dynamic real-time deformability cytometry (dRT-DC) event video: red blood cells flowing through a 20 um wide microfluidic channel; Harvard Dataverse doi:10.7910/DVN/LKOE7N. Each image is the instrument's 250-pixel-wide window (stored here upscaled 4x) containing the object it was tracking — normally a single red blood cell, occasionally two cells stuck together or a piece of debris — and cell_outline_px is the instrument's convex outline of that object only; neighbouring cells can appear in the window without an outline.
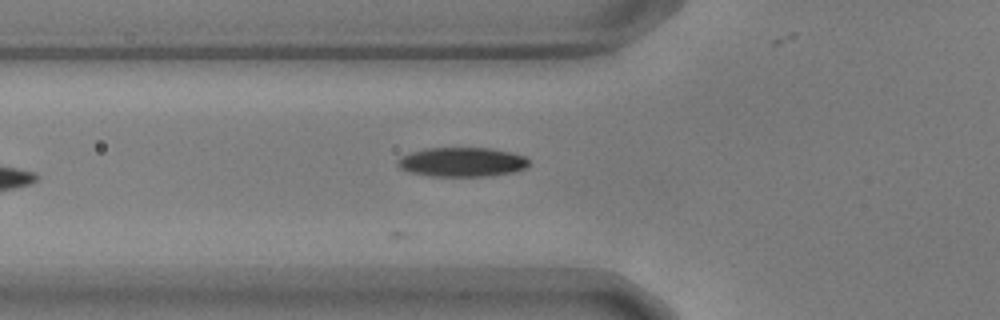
{"species": "common noctule bat (a hibernating species)", "species_latin": "Nyctalus noctula", "temperature_condition": "warm", "stored_images_in_passage": 33, "camera_frame_rate_fps": 3000, "um_per_image_px": 0.085, "animal": {"sex": "male", "body_mass_g": 17.9, "forearm_length_mm": 54.2}, "frame": {"image": 1, "passage_image": 4, "time_ms": 1.0, "image_size_px": [1000, 320], "cell_outline_px": [[532, 164], [524, 168], [512, 172], [492, 176], [428, 176], [408, 172], [400, 168], [396, 164], [396, 160], [412, 152], [424, 148], [488, 148], [512, 152], [524, 156]], "centroid_in_image_um": [39.27, 13.78], "position_along_channel_um": 86.5, "area_um2": 22.54}}
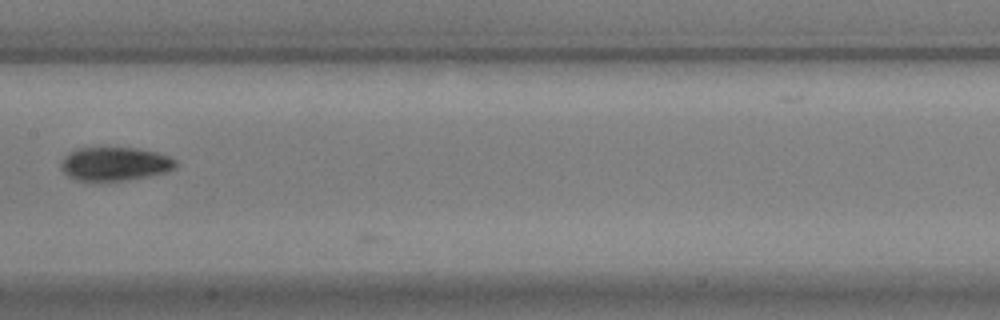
{"frame": {"image": 2, "passage_image": 13, "time_ms": 4.0, "image_size_px": [1000, 320], "cell_outline_px": [[180, 164], [176, 168], [168, 172], [128, 180], [76, 180], [68, 176], [60, 168], [60, 164], [64, 156], [68, 152], [76, 148], [136, 148], [156, 152], [168, 156], [176, 160]], "centroid_in_image_um": [9.78, 13.92], "position_along_channel_um": 197.6, "area_um2": 22.6}}
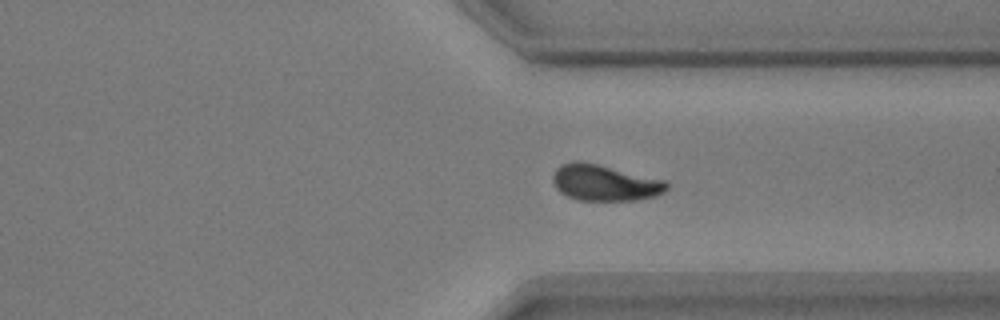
{"frame": {"image": 3, "passage_image": 23, "time_ms": 7.333, "image_size_px": [1000, 320], "cell_outline_px": [[668, 188], [664, 192], [656, 196], [636, 200], [576, 200], [560, 192], [556, 188], [552, 180], [552, 176], [556, 168], [560, 164], [572, 160], [580, 160], [600, 164], [664, 180], [668, 184]], "centroid_in_image_um": [51.36, 15.52], "position_along_channel_um": 360.0, "area_um2": 24.22}}